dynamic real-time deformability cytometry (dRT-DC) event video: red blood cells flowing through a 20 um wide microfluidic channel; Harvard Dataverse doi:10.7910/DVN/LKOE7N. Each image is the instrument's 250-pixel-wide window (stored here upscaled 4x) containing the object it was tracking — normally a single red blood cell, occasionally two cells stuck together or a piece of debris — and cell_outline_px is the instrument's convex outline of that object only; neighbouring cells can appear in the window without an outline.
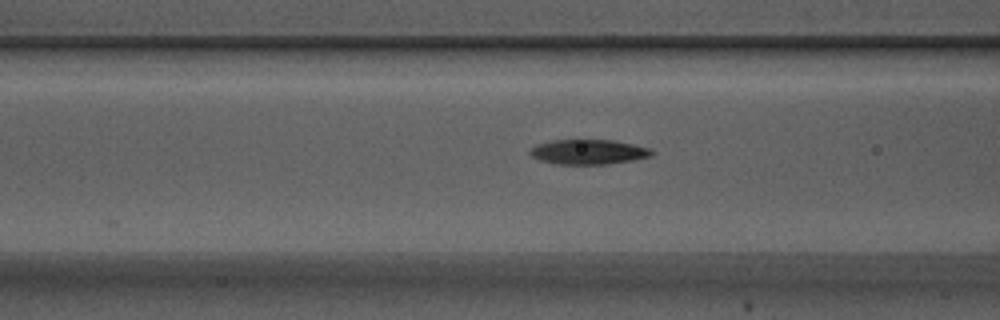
{"species": "Egyptian fruit bat (a non-hibernating species)", "species_latin": "Rousettus aegyptiacus", "temperature_condition": "warm", "stored_images_in_passage": 33, "camera_frame_rate_fps": 3000, "um_per_image_px": 0.085, "animal": {"sex": "male"}, "frame": {"image": 1, "passage_image": 10, "time_ms": 3.0, "image_size_px": [1000, 320], "cell_outline_px": [[656, 152], [652, 156], [632, 160], [608, 164], [556, 164], [540, 160], [532, 156], [528, 152], [536, 144], [552, 140], [612, 140], [652, 148]], "centroid_in_image_um": [50.05, 12.91], "position_along_channel_um": 116.6, "area_um2": 17.69}}
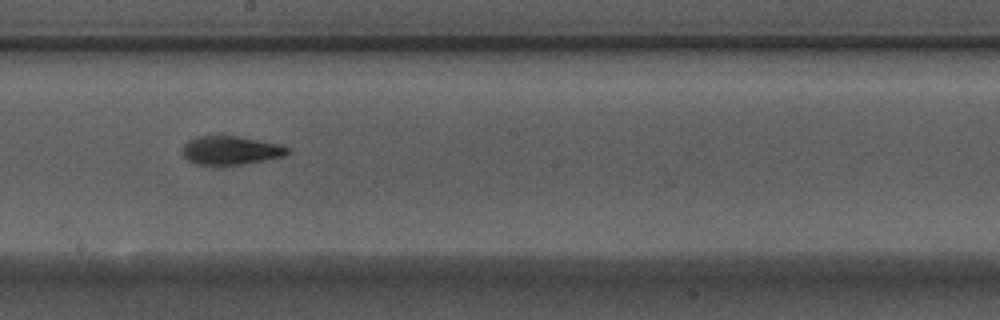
{"frame": {"image": 2, "passage_image": 19, "time_ms": 6.0, "image_size_px": [1000, 320], "cell_outline_px": [[292, 152], [284, 156], [244, 164], [196, 164], [188, 160], [180, 152], [180, 148], [188, 140], [196, 136], [240, 136], [280, 144], [292, 148]], "centroid_in_image_um": [19.63, 12.76], "position_along_channel_um": 228.6, "area_um2": 17.74}}
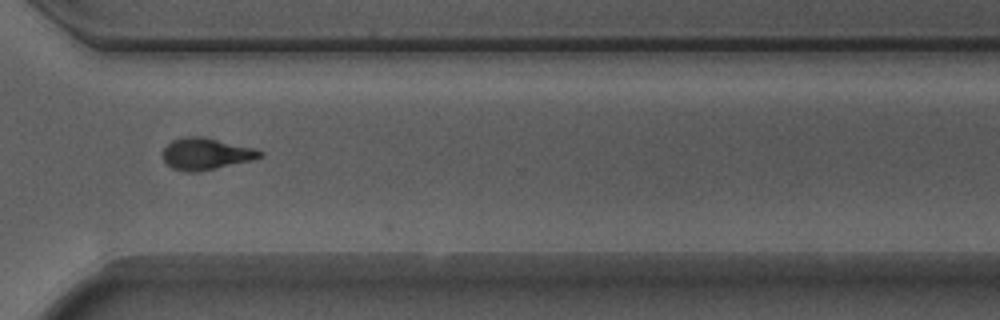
{"frame": {"image": 3, "passage_image": 29, "time_ms": 9.333, "image_size_px": [1000, 320], "cell_outline_px": [[264, 156], [252, 160], [200, 172], [188, 172], [172, 168], [164, 160], [164, 148], [172, 140], [184, 136], [204, 136], [256, 148], [264, 152]], "centroid_in_image_um": [17.56, 13.06], "position_along_channel_um": 353.0, "area_um2": 18.15}, "authors_computed_cell_mechanics": {"area_um2": 17.8602, "velocity_mm_per_s": 3.7368, "shape_relaxation_time_tau1_ms": 5.2556, "shape_relaxation_time_tau2_ms": 2.1876, "deformation_change_tau1": 0.1842, "deformation_change_tau2": 0.0982}}